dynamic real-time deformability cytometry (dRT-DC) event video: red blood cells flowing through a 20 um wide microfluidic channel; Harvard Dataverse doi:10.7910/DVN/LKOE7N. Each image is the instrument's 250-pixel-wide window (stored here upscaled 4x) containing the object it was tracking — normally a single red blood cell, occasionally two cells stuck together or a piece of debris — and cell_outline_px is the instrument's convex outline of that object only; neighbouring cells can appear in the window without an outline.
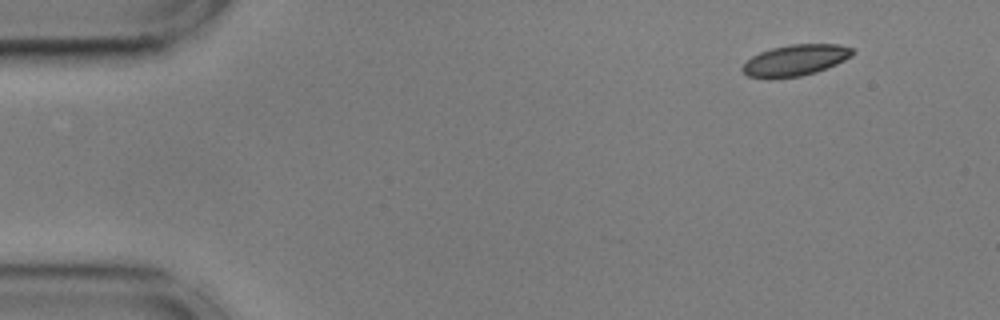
{"species": "common noctule bat (a hibernating species)", "species_latin": "Nyctalus noctula", "temperature_condition": "cold", "stored_images_in_passage": 51, "camera_frame_rate_fps": 3000, "um_per_image_px": 0.085, "animal": {"sex": "male", "body_mass_g": 17.9, "forearm_length_mm": 54.2}, "frame": {"image": 1, "passage_image": 1, "time_ms": 0.0, "image_size_px": [1000, 320], "cell_outline_px": [[856, 52], [852, 56], [836, 64], [816, 72], [800, 76], [768, 80], [748, 76], [740, 68], [752, 56], [760, 52], [772, 48], [792, 44], [840, 44], [852, 48]], "centroid_in_image_um": [67.6, 5.13], "position_along_channel_um": 17.4, "area_um2": 20.17}}
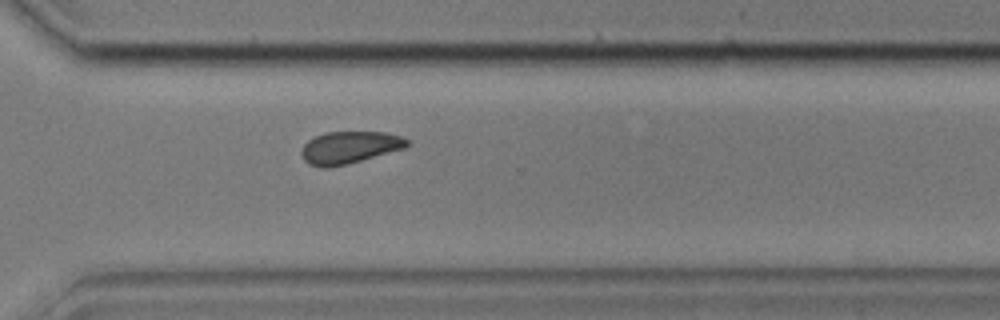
{"frame": {"image": 2, "passage_image": 36, "time_ms": 11.667, "image_size_px": [1000, 320], "cell_outline_px": [[408, 144], [404, 148], [348, 164], [328, 168], [320, 168], [308, 164], [304, 160], [300, 152], [304, 144], [308, 140], [324, 132], [384, 132], [400, 136], [408, 140]], "centroid_in_image_um": [29.65, 12.54], "position_along_channel_um": 341.0, "area_um2": 19.83}}
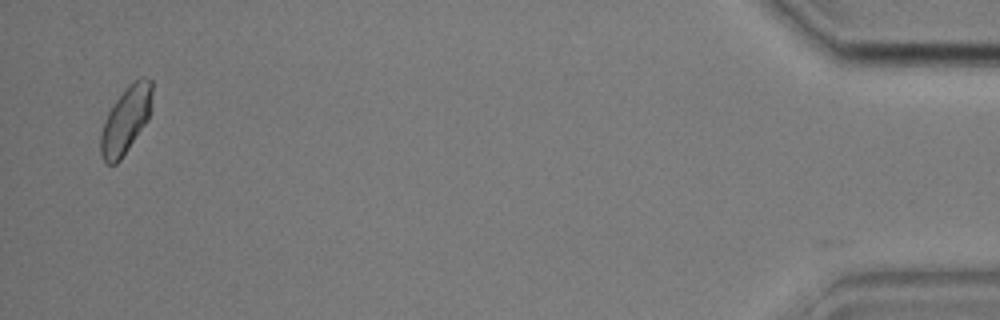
{"frame": {"image": 3, "passage_image": 50, "time_ms": 16.333, "image_size_px": [1000, 320], "cell_outline_px": [[152, 92], [148, 120], [120, 160], [116, 164], [104, 164], [100, 156], [100, 132], [104, 120], [108, 112], [116, 100], [128, 84], [140, 76], [144, 76], [152, 80]], "centroid_in_image_um": [10.67, 10.2], "position_along_channel_um": 424.5, "area_um2": 20.17}, "authors_computed_cell_mechanics": {"area_um2": 20.23, "velocity_mm_per_s": 3.574, "shape_relaxation_time_tau1_ms": 5.8373, "shape_relaxation_time_tau2_ms": 9.6737, "deformation_change_tau1": 0.1037, "deformation_change_tau2": 0.1021}}